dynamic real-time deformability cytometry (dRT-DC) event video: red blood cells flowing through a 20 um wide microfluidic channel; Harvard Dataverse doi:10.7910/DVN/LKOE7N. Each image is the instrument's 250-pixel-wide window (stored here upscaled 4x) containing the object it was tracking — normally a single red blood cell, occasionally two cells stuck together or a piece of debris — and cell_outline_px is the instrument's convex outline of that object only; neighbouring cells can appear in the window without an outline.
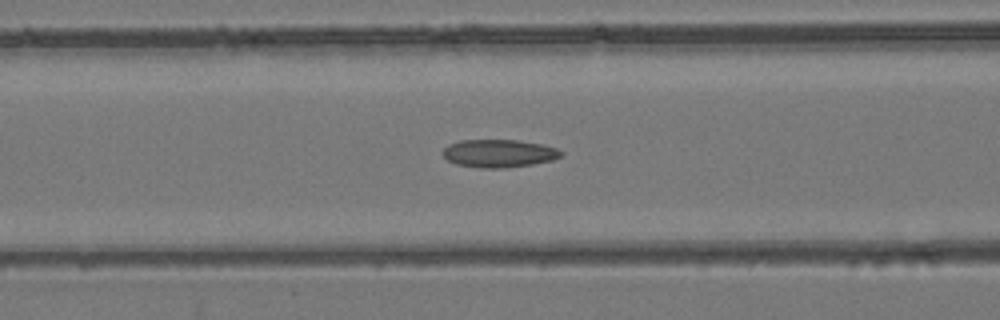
{"species": "common noctule bat (a hibernating species)", "species_latin": "Nyctalus noctula", "temperature_condition": "room temperature", "stored_images_in_passage": 49, "camera_frame_rate_fps": 3000, "um_per_image_px": 0.085, "animal": {"sex": "female", "body_mass_g": 24.6, "forearm_length_mm": 56.2}, "frame": {"image": 1, "passage_image": 18, "time_ms": 5.667, "image_size_px": [1000, 320], "cell_outline_px": [[564, 152], [560, 156], [552, 160], [532, 164], [504, 168], [480, 168], [456, 164], [448, 160], [444, 156], [444, 148], [448, 144], [460, 140], [516, 140], [540, 144], [556, 148]], "centroid_in_image_um": [42.39, 13.04], "position_along_channel_um": 124.2, "area_um2": 19.07}}
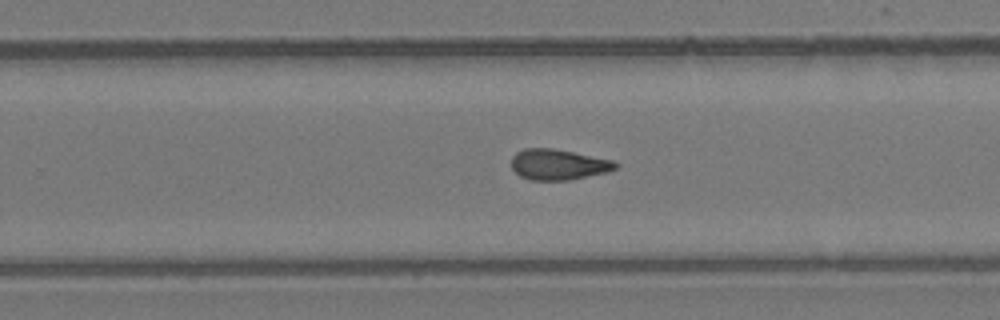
{"frame": {"image": 2, "passage_image": 30, "time_ms": 9.667, "image_size_px": [1000, 320], "cell_outline_px": [[620, 164], [616, 168], [608, 172], [568, 180], [528, 180], [520, 176], [512, 168], [512, 156], [516, 152], [524, 148], [552, 148], [612, 160]], "centroid_in_image_um": [47.44, 13.99], "position_along_channel_um": 282.4, "area_um2": 18.55}}
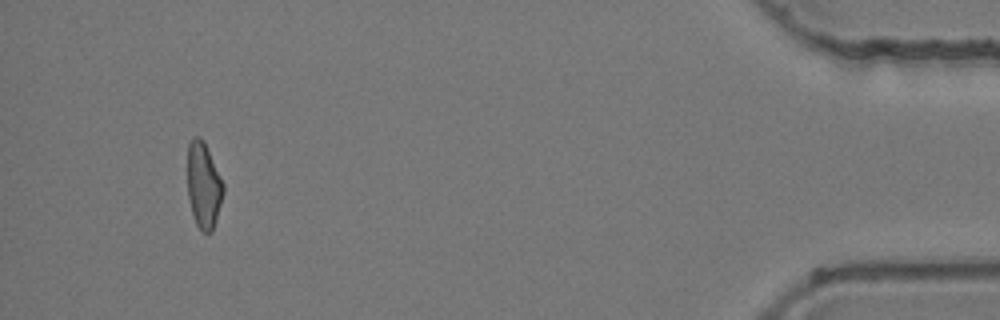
{"frame": {"image": 3, "passage_image": 46, "time_ms": 15.0, "image_size_px": [1000, 320], "cell_outline_px": [[224, 192], [212, 232], [204, 232], [196, 224], [192, 212], [188, 196], [188, 144], [192, 136], [200, 136], [204, 140], [224, 184]], "centroid_in_image_um": [17.31, 15.7], "position_along_channel_um": 417.9, "area_um2": 17.86}, "authors_computed_cell_mechanics": {"area_um2": 18.7272, "velocity_mm_per_s": 3.9621, "shape_relaxation_time_tau1_ms": null, "shape_relaxation_time_tau2_ms": 2.8682, "deformation_change_tau1": null, "deformation_change_tau2": 0.1032}}